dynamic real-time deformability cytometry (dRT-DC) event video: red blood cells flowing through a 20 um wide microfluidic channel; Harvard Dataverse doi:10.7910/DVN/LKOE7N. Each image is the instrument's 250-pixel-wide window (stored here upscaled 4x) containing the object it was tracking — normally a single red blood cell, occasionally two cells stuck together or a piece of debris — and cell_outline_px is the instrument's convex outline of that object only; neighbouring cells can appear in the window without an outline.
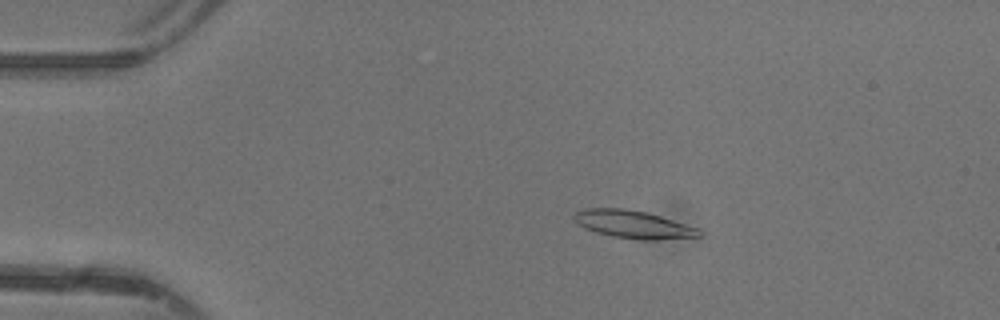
{"species": "common noctule bat (a hibernating species)", "species_latin": "Nyctalus noctula", "temperature_condition": "warm", "stored_images_in_passage": 48, "camera_frame_rate_fps": 3000, "um_per_image_px": 0.085, "animal": {"sex": "female"}, "frame": {"image": 1, "passage_image": 10, "time_ms": 3.0, "image_size_px": [1000, 320], "cell_outline_px": [[704, 236], [652, 240], [644, 240], [612, 236], [596, 232], [584, 228], [576, 224], [572, 216], [576, 212], [584, 208], [624, 208], [648, 212], [700, 228], [704, 232]], "centroid_in_image_um": [53.85, 19.07], "position_along_channel_um": 31.1, "area_um2": 20.58}}
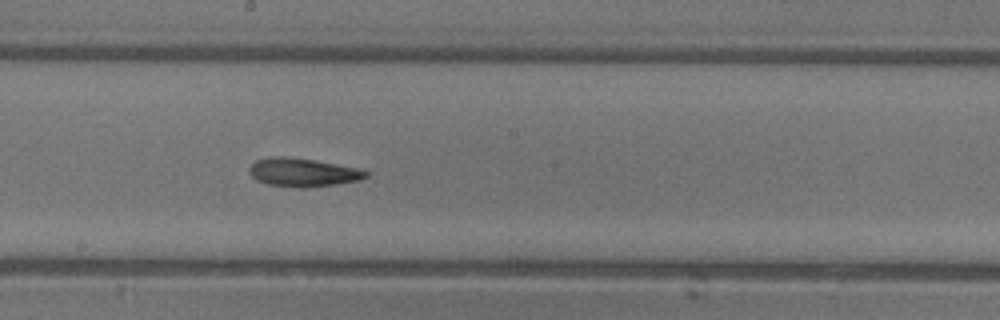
{"frame": {"image": 2, "passage_image": 27, "time_ms": 8.667, "image_size_px": [1000, 320], "cell_outline_px": [[368, 176], [360, 180], [336, 184], [308, 188], [300, 188], [268, 184], [256, 180], [248, 172], [248, 168], [256, 160], [268, 156], [288, 156], [316, 160], [356, 168], [368, 172]], "centroid_in_image_um": [25.7, 14.65], "position_along_channel_um": 222.5, "area_um2": 19.48}}
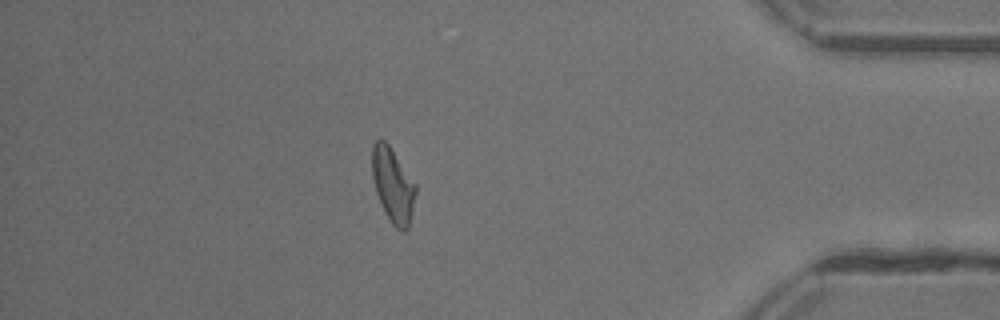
{"frame": {"image": 3, "passage_image": 42, "time_ms": 13.667, "image_size_px": [1000, 320], "cell_outline_px": [[416, 192], [408, 228], [404, 232], [400, 232], [388, 220], [384, 212], [376, 192], [372, 180], [372, 144], [376, 140], [384, 140], [388, 144], [416, 184]], "centroid_in_image_um": [33.38, 15.77], "position_along_channel_um": 401.8, "area_um2": 18.9}, "authors_computed_cell_mechanics": {"area_um2": 19.1318, "velocity_mm_per_s": 4.4083, "shape_relaxation_time_tau1_ms": 4.6908, "shape_relaxation_time_tau2_ms": 7.2976, "deformation_change_tau1": 0.1763, "deformation_change_tau2": 0.1872}}